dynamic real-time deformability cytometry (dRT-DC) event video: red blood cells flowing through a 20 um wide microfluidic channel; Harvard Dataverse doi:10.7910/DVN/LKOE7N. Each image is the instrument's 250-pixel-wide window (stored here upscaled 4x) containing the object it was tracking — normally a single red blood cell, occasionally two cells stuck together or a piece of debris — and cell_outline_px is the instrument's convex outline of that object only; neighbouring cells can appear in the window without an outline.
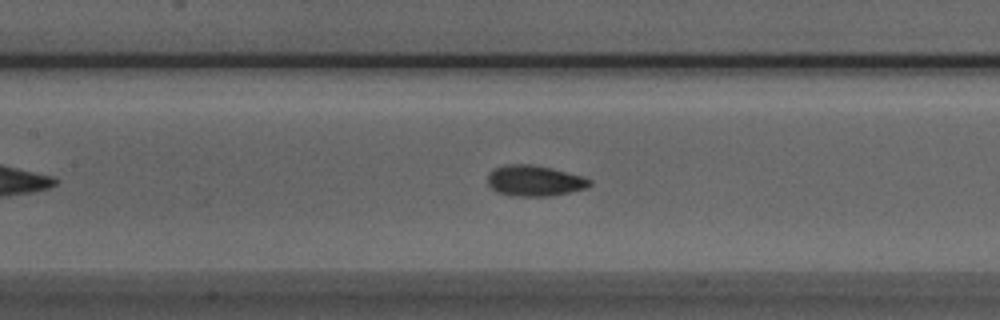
{"species": "Egyptian fruit bat (a non-hibernating species)", "species_latin": "Rousettus aegyptiacus", "temperature_condition": "room temperature", "stored_images_in_passage": 44, "camera_frame_rate_fps": 3000, "um_per_image_px": 0.085, "animal": {"sex": "male"}, "frame": {"image": 1, "passage_image": 16, "time_ms": 5.0, "image_size_px": [1000, 320], "cell_outline_px": [[592, 184], [588, 188], [552, 196], [516, 196], [496, 192], [488, 184], [488, 172], [504, 164], [532, 164], [552, 168], [580, 176], [592, 180]], "centroid_in_image_um": [45.43, 15.36], "position_along_channel_um": 162.0, "area_um2": 18.38}}
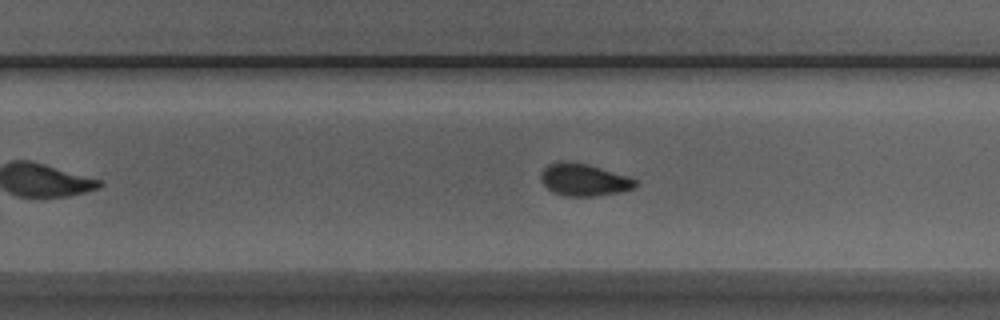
{"frame": {"image": 2, "passage_image": 25, "time_ms": 8.0, "image_size_px": [1000, 320], "cell_outline_px": [[636, 184], [632, 188], [620, 192], [592, 196], [564, 196], [552, 192], [540, 180], [540, 172], [548, 164], [560, 160], [568, 160], [588, 164], [628, 176], [636, 180]], "centroid_in_image_um": [49.57, 15.26], "position_along_channel_um": 280.2, "area_um2": 17.86}}
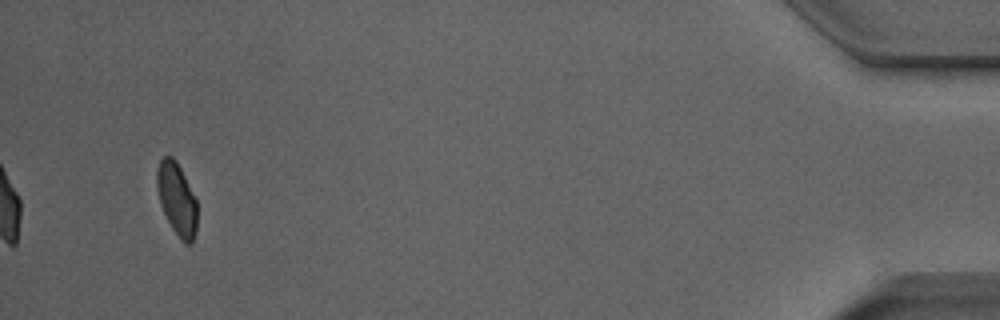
{"frame": {"image": 3, "passage_image": 42, "time_ms": 13.667, "image_size_px": [1000, 320], "cell_outline_px": [[196, 232], [192, 244], [184, 244], [172, 228], [160, 204], [156, 188], [156, 172], [160, 160], [164, 156], [172, 156], [176, 160], [196, 200]], "centroid_in_image_um": [15.01, 16.93], "position_along_channel_um": 420.2, "area_um2": 16.88}, "authors_computed_cell_mechanics": {"area_um2": 18.0336, "velocity_mm_per_s": 3.9485, "shape_relaxation_time_tau1_ms": 4.1713, "shape_relaxation_time_tau2_ms": null, "deformation_change_tau1": 0.1092, "deformation_change_tau2": null}}